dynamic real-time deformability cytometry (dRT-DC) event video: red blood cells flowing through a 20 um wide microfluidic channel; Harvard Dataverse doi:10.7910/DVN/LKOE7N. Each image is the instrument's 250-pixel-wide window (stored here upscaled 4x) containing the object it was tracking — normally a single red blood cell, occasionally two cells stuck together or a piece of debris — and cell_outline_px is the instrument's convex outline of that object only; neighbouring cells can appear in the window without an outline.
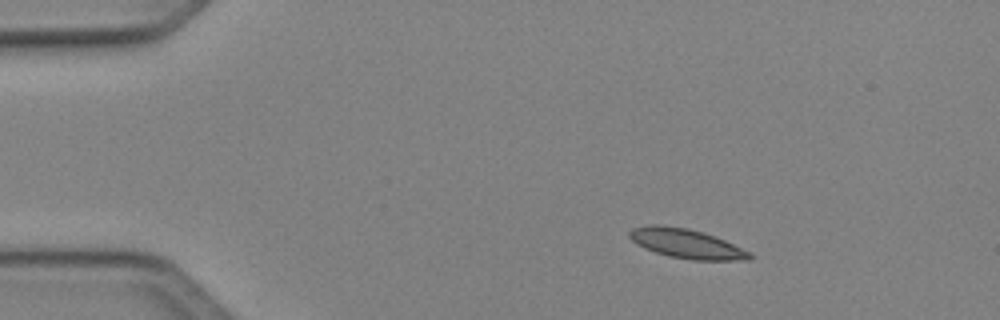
{"species": "Egyptian fruit bat (a non-hibernating species)", "species_latin": "Rousettus aegyptiacus", "temperature_condition": "cold", "stored_images_in_passage": 43, "camera_frame_rate_fps": 3000, "um_per_image_px": 0.085, "animal": {"sex": "female"}, "frame": {"image": 1, "passage_image": 1, "time_ms": 0.0, "image_size_px": [1000, 320], "cell_outline_px": [[752, 260], [692, 260], [668, 256], [644, 248], [636, 244], [628, 236], [628, 232], [632, 228], [648, 224], [656, 224], [688, 228], [704, 232], [724, 240], [748, 252], [752, 256]], "centroid_in_image_um": [58.28, 20.7], "position_along_channel_um": 26.7, "area_um2": 20.58}}
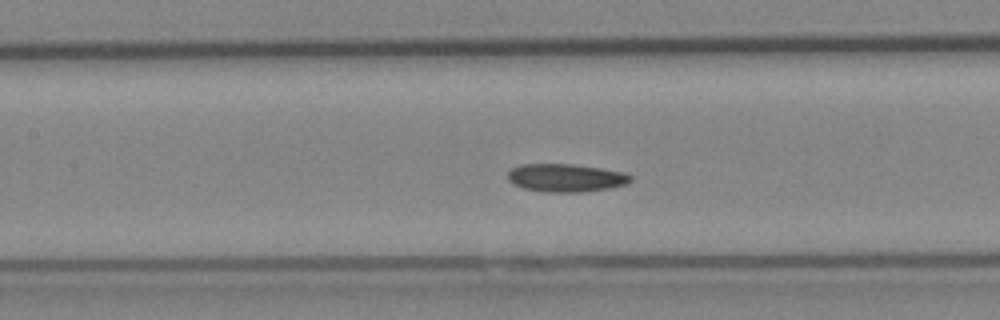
{"frame": {"image": 2, "passage_image": 16, "time_ms": 5.0, "image_size_px": [1000, 320], "cell_outline_px": [[632, 180], [628, 184], [612, 188], [584, 192], [544, 192], [524, 188], [512, 184], [508, 180], [508, 172], [512, 168], [520, 164], [572, 164], [600, 168], [624, 172], [632, 176]], "centroid_in_image_um": [48.11, 15.12], "position_along_channel_um": 159.3, "area_um2": 20.29}}
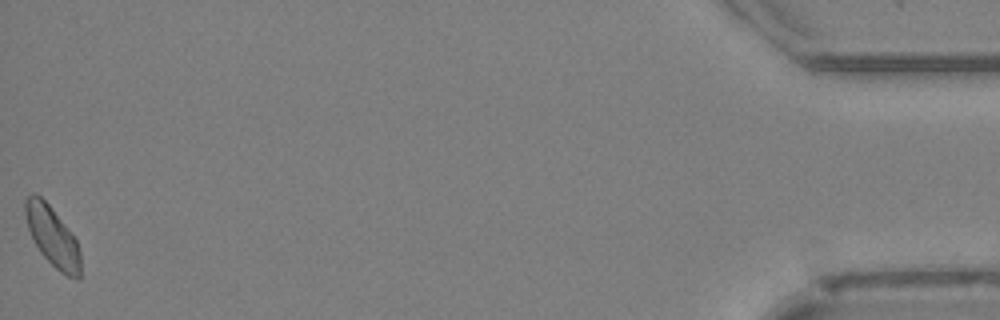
{"frame": {"image": 3, "passage_image": 43, "time_ms": 14.0, "image_size_px": [1000, 320], "cell_outline_px": [[80, 280], [68, 276], [60, 272], [40, 252], [28, 228], [24, 212], [24, 200], [32, 192], [36, 192], [48, 204], [76, 240], [80, 252]], "centroid_in_image_um": [4.44, 20.09], "position_along_channel_um": 430.8, "area_um2": 18.9}, "authors_computed_cell_mechanics": {"area_um2": 19.4786, "velocity_mm_per_s": 4.057, "shape_relaxation_time_tau1_ms": 6.3459, "shape_relaxation_time_tau2_ms": 7.7919, "deformation_change_tau1": 0.1041, "deformation_change_tau2": 0.1262}}